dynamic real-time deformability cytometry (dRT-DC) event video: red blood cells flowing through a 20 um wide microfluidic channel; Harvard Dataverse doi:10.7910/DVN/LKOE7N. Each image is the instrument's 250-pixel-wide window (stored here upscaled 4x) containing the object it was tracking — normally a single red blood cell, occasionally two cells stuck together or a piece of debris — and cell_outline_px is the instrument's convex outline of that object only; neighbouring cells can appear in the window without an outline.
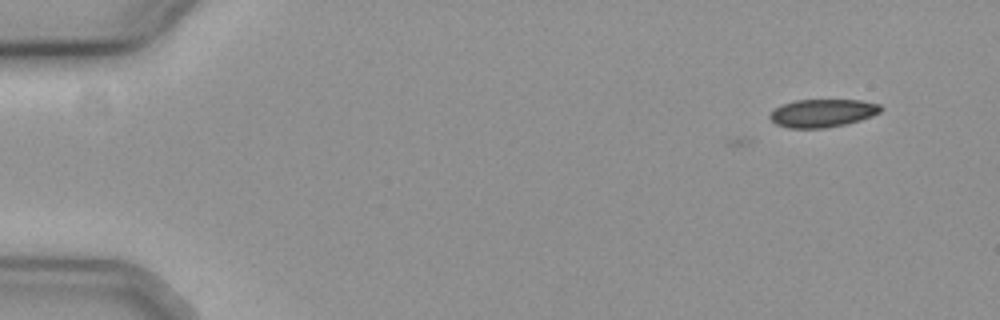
{"species": "common noctule bat (a hibernating species)", "species_latin": "Nyctalus noctula", "temperature_condition": "cold", "stored_images_in_passage": 4, "camera_frame_rate_fps": 3000, "um_per_image_px": 0.085, "animal": {"sex": "female", "body_mass_g": 19.3, "forearm_length_mm": 54.1}, "frame": {"image": 1, "passage_image": 4, "time_ms": 1.0, "image_size_px": [1000, 320], "cell_outline_px": [[884, 108], [880, 112], [872, 116], [860, 120], [844, 124], [824, 128], [788, 128], [776, 124], [768, 116], [780, 104], [796, 100], [860, 100], [880, 104]], "centroid_in_image_um": [69.92, 9.61], "position_along_channel_um": 15.1, "area_um2": 18.09}}